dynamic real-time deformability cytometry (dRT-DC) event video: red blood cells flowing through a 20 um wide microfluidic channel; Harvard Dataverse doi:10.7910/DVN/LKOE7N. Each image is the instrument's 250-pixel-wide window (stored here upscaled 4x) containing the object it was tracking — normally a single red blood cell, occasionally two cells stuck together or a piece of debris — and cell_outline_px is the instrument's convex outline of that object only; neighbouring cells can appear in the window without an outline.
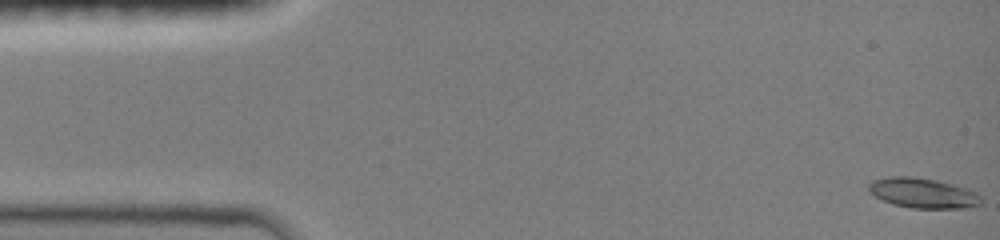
{"species": "common noctule bat (a hibernating species)", "species_latin": "Nyctalus noctula", "temperature_condition": "room temperature", "stored_images_in_passage": 48, "camera_frame_rate_fps": 3000, "um_per_image_px": 0.085, "animal": {"sex": "female", "body_mass_g": 19.0, "forearm_length_mm": 51.5}, "frame": {"image": 1, "passage_image": 1, "time_ms": 0.0, "image_size_px": [1000, 240], "cell_outline_px": [[980, 204], [964, 208], [912, 208], [892, 204], [876, 196], [868, 188], [868, 184], [872, 180], [888, 176], [912, 176], [936, 180], [968, 188], [976, 192], [980, 196]], "centroid_in_image_um": [78.44, 16.4], "position_along_channel_um": 6.6, "area_um2": 19.59}}
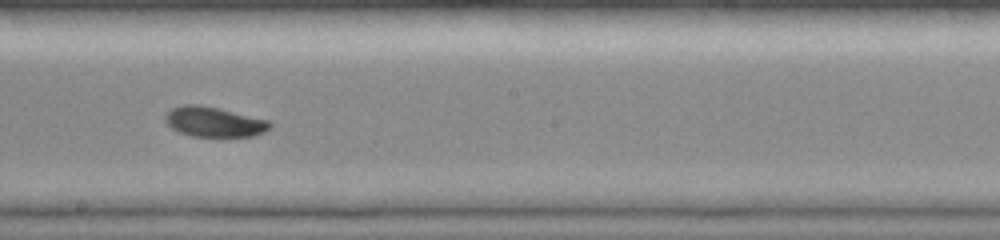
{"frame": {"image": 2, "passage_image": 27, "time_ms": 8.667, "image_size_px": [1000, 240], "cell_outline_px": [[272, 128], [264, 132], [252, 136], [192, 136], [180, 132], [172, 128], [164, 120], [164, 116], [172, 108], [184, 104], [200, 104], [220, 108], [268, 120], [272, 124]], "centroid_in_image_um": [18.2, 10.34], "position_along_channel_um": 230.0, "area_um2": 18.32}}
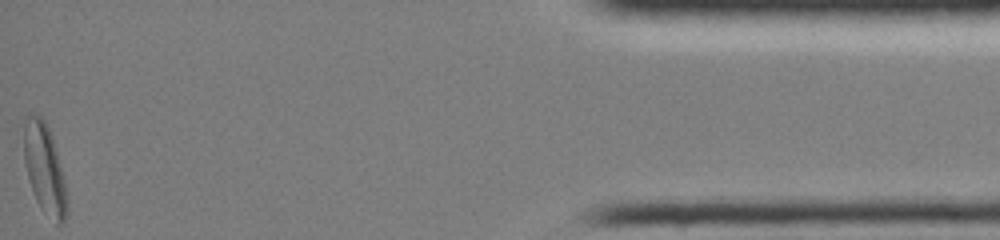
{"frame": {"image": 3, "passage_image": 48, "time_ms": 15.667, "image_size_px": [1000, 240], "cell_outline_px": [[68, 212], [64, 220], [60, 224], [56, 224], [40, 208], [32, 192], [24, 160], [24, 120], [28, 112], [36, 112], [44, 120], [52, 136], [64, 180], [68, 200]], "centroid_in_image_um": [3.78, 14.34], "position_along_channel_um": 431.4, "area_um2": 22.72}, "authors_computed_cell_mechanics": {"area_um2": 18.6405, "velocity_mm_per_s": 4.0129, "shape_relaxation_time_tau1_ms": 5.0236, "shape_relaxation_time_tau2_ms": null, "deformation_change_tau1": 0.1203, "deformation_change_tau2": null}}